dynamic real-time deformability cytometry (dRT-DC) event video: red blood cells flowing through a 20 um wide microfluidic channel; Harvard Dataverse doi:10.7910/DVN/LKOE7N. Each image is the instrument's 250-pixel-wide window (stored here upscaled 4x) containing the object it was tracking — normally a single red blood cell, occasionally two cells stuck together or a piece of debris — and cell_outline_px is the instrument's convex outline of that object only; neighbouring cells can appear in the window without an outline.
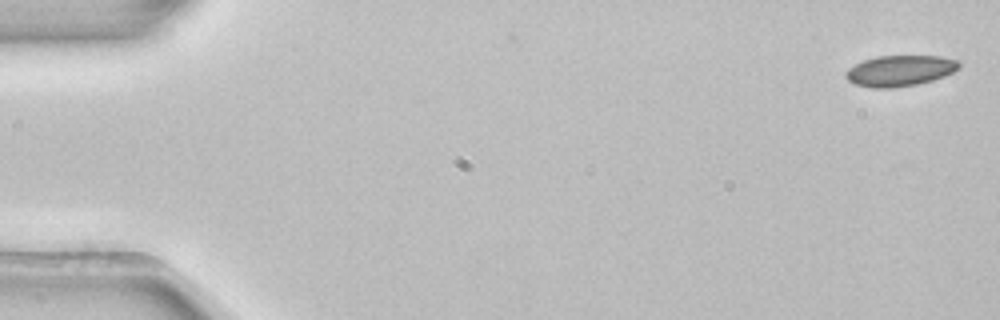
{"species": "common noctule bat (a hibernating species)", "species_latin": "Nyctalus noctula", "temperature_condition": "room temperature", "stored_images_in_passage": 5, "camera_frame_rate_fps": 3000, "um_per_image_px": 0.085, "animal": {"sex": "female", "body_mass_g": 22.7, "forearm_length_mm": 54.2}, "frame": {"image": 1, "passage_image": 1, "time_ms": 0.0, "image_size_px": [1000, 320], "cell_outline_px": [[960, 68], [944, 76], [932, 80], [916, 84], [892, 88], [872, 88], [856, 84], [848, 80], [844, 76], [848, 68], [864, 60], [876, 56], [940, 56], [960, 60]], "centroid_in_image_um": [76.51, 6.0], "position_along_channel_um": 8.5, "area_um2": 20.35}}